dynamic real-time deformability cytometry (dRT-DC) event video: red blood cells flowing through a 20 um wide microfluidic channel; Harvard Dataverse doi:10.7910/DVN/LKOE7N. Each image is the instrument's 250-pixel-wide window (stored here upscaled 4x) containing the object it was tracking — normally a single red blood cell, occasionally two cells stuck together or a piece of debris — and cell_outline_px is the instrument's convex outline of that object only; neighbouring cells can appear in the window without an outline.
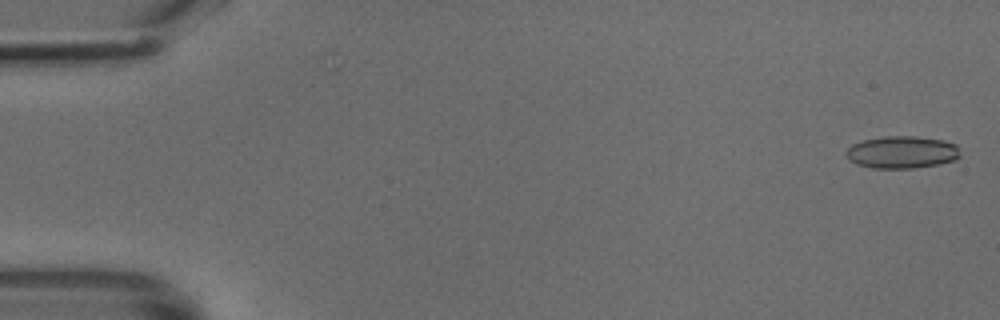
{"species": "common noctule bat (a hibernating species)", "species_latin": "Nyctalus noctula", "temperature_condition": "cold", "stored_images_in_passage": 48, "camera_frame_rate_fps": 3000, "um_per_image_px": 0.085, "animal": {"sex": "male", "body_mass_g": 18.8}, "frame": {"image": 1, "passage_image": 1, "time_ms": 0.0, "image_size_px": [1000, 320], "cell_outline_px": [[960, 156], [952, 160], [940, 164], [912, 168], [872, 168], [856, 164], [848, 160], [848, 148], [852, 144], [864, 140], [884, 136], [912, 136], [944, 140], [956, 144]], "centroid_in_image_um": [76.66, 12.94], "position_along_channel_um": 8.3, "area_um2": 21.33}}
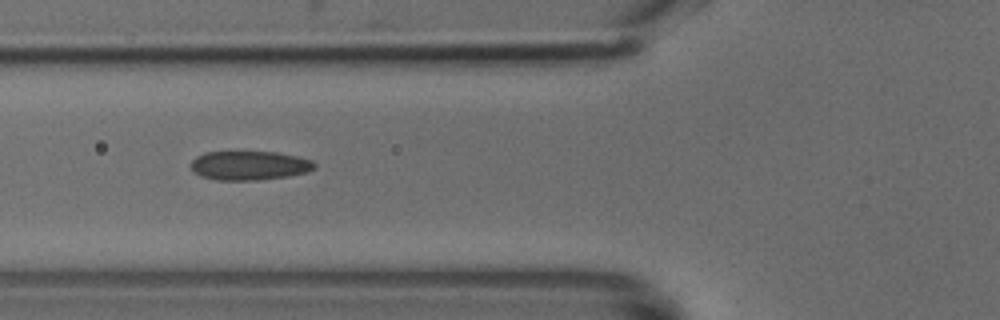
{"frame": {"image": 2, "passage_image": 18, "time_ms": 5.667, "image_size_px": [1000, 320], "cell_outline_px": [[316, 168], [308, 172], [288, 176], [256, 180], [216, 180], [200, 176], [192, 172], [192, 160], [196, 156], [204, 152], [276, 152], [296, 156], [312, 160], [316, 164]], "centroid_in_image_um": [21.19, 14.07], "position_along_channel_um": 104.6, "area_um2": 21.04}}
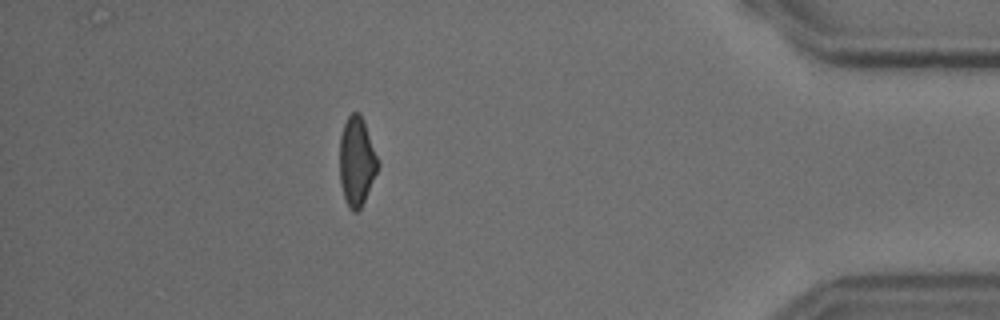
{"frame": {"image": 3, "passage_image": 43, "time_ms": 14.0, "image_size_px": [1000, 320], "cell_outline_px": [[380, 164], [364, 200], [360, 208], [356, 212], [352, 212], [348, 208], [340, 184], [340, 136], [344, 124], [348, 116], [352, 112], [360, 112], [364, 120]], "centroid_in_image_um": [30.31, 13.7], "position_along_channel_um": 404.9, "area_um2": 19.77}}